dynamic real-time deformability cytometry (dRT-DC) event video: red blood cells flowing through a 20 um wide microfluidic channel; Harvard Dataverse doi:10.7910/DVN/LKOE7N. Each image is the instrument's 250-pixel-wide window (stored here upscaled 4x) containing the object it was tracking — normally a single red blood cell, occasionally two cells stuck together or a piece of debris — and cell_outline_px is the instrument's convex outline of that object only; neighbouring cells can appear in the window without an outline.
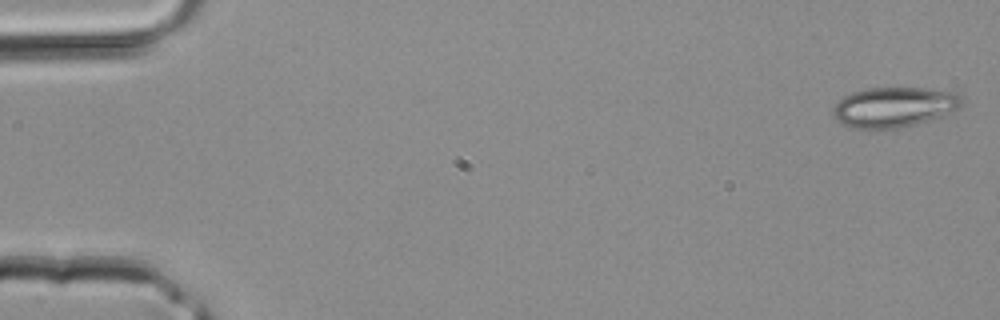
{"species": "common noctule bat (a hibernating species)", "species_latin": "Nyctalus noctula", "temperature_condition": "room temperature", "stored_images_in_passage": 42, "camera_frame_rate_fps": 3000, "um_per_image_px": 0.085, "animal": {"sex": "male", "body_mass_g": 20.4}, "frame": {"image": 1, "passage_image": 1, "time_ms": 0.0, "image_size_px": [1000, 320], "cell_outline_px": [[964, 104], [940, 116], [916, 124], [900, 128], [852, 128], [844, 124], [832, 116], [832, 108], [844, 96], [852, 92], [864, 88], [924, 88], [960, 92], [964, 100]], "centroid_in_image_um": [76.01, 9.08], "position_along_channel_um": 9.0, "area_um2": 30.11}}
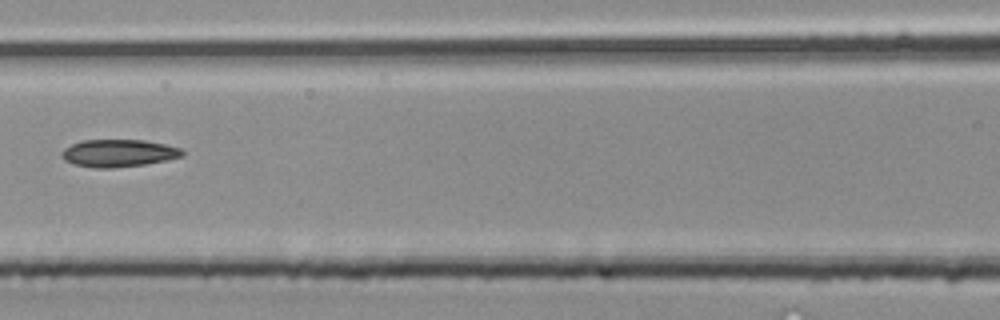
{"frame": {"image": 2, "passage_image": 19, "time_ms": 6.0, "image_size_px": [1000, 320], "cell_outline_px": [[184, 156], [168, 160], [144, 164], [112, 168], [92, 168], [76, 164], [64, 160], [60, 156], [60, 152], [64, 148], [80, 140], [144, 140], [164, 144], [180, 148], [184, 152]], "centroid_in_image_um": [10.05, 13.02], "position_along_channel_um": 156.5, "area_um2": 19.36}}
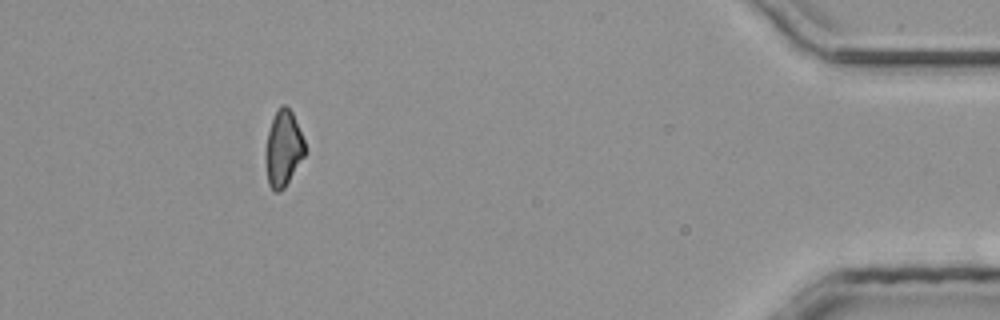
{"frame": {"image": 3, "passage_image": 38, "time_ms": 12.333, "image_size_px": [1000, 320], "cell_outline_px": [[308, 152], [284, 188], [280, 192], [276, 192], [268, 184], [264, 156], [264, 152], [268, 132], [272, 120], [280, 104], [284, 104], [292, 112], [304, 140]], "centroid_in_image_um": [24.09, 12.65], "position_along_channel_um": 411.1, "area_um2": 17.69}}